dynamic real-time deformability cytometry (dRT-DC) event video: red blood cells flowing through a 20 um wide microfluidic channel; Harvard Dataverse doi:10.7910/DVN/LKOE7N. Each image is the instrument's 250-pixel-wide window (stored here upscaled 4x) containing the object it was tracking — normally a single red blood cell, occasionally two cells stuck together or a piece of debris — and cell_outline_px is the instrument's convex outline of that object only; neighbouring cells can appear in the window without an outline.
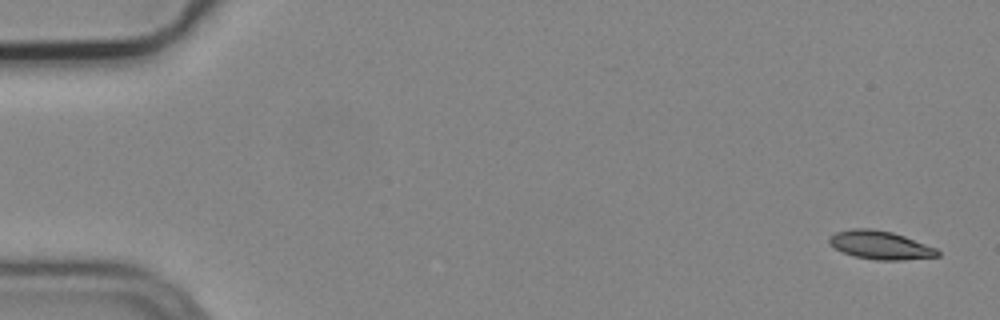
{"species": "common noctule bat (a hibernating species)", "species_latin": "Nyctalus noctula", "temperature_condition": "cold", "stored_images_in_passage": 5, "camera_frame_rate_fps": 3000, "um_per_image_px": 0.085, "animal": {"sex": "male", "body_mass_g": 19.2, "forearm_length_mm": 51.8}, "frame": {"image": 1, "passage_image": 1, "time_ms": 0.0, "image_size_px": [1000, 320], "cell_outline_px": [[940, 256], [904, 260], [876, 260], [856, 256], [844, 252], [836, 248], [828, 240], [828, 236], [836, 232], [852, 228], [872, 228], [892, 232], [904, 236], [936, 248], [940, 252]], "centroid_in_image_um": [74.84, 20.82], "position_along_channel_um": 10.2, "area_um2": 17.8}}
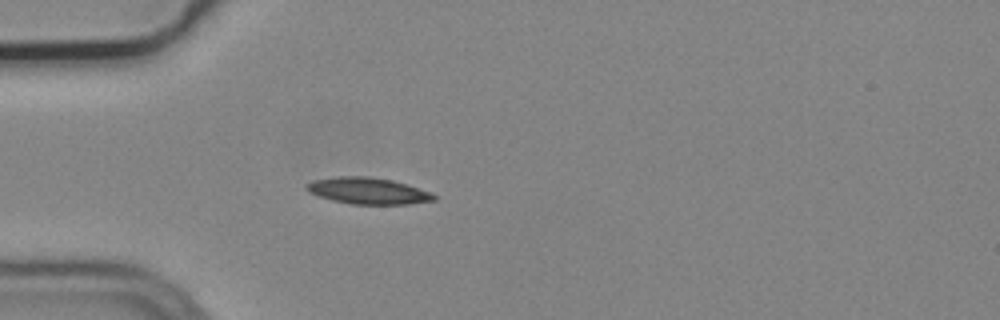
{"frame": {"image": 2, "passage_image": 5, "time_ms": 1.333, "image_size_px": [1000, 320], "cell_outline_px": [[436, 200], [408, 204], [352, 204], [332, 200], [308, 192], [304, 188], [312, 180], [340, 176], [368, 176], [392, 180], [432, 192], [436, 196]], "centroid_in_image_um": [31.28, 16.22], "position_along_channel_um": 53.7, "area_um2": 19.59}}